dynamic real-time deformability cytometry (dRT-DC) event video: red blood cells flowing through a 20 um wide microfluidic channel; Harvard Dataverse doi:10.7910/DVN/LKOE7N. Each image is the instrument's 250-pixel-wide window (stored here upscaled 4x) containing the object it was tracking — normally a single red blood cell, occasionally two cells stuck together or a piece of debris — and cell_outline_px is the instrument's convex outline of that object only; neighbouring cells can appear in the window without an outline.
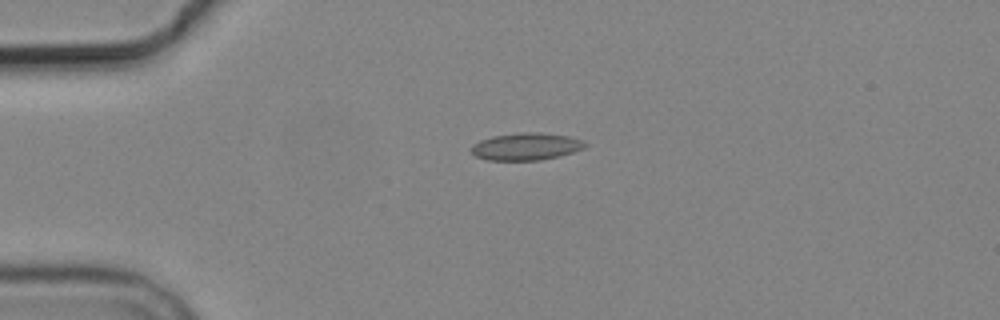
{"species": "common noctule bat (a hibernating species)", "species_latin": "Nyctalus noctula", "temperature_condition": "cold", "stored_images_in_passage": 5, "camera_frame_rate_fps": 3000, "um_per_image_px": 0.085, "animal": {"sex": "male", "body_mass_g": 19.2, "forearm_length_mm": 51.8}, "frame": {"image": 1, "passage_image": 3, "time_ms": 3.0, "image_size_px": [1000, 320], "cell_outline_px": [[588, 144], [584, 148], [560, 156], [540, 160], [488, 160], [476, 156], [472, 152], [472, 144], [480, 140], [492, 136], [520, 132], [540, 132], [572, 136], [584, 140]], "centroid_in_image_um": [44.76, 12.44], "position_along_channel_um": 40.2, "area_um2": 18.26}}